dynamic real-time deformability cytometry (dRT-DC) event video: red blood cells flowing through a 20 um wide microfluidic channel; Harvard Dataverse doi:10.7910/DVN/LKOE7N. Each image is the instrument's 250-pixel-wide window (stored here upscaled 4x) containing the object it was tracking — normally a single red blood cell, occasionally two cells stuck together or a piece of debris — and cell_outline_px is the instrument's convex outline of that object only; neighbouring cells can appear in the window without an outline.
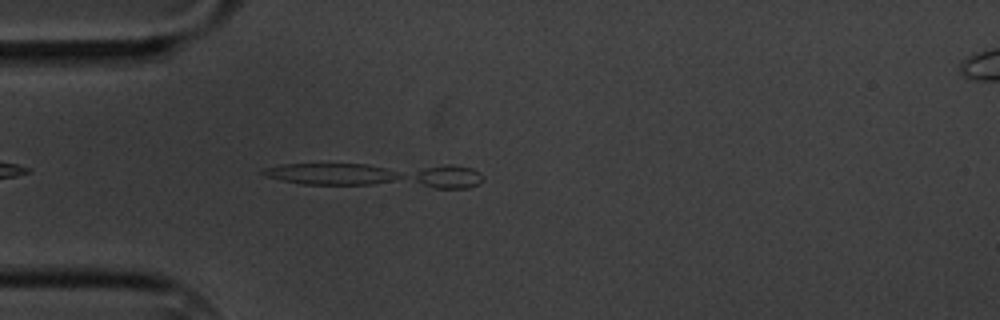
{"species": "common noctule bat (a hibernating species)", "species_latin": "Nyctalus noctula", "temperature_condition": "cold", "stored_images_in_passage": 10, "camera_frame_rate_fps": 3000, "um_per_image_px": 0.085, "animal": {"sex": "male", "body_mass_g": 20.1, "forearm_length_mm": 53.5}, "frame": {"image": 1, "passage_image": 4, "time_ms": 4.333, "image_size_px": [1000, 320], "cell_outline_px": [[484, 180], [480, 184], [468, 188], [432, 188], [300, 184], [268, 176], [260, 172], [264, 168], [284, 164], [452, 164], [472, 168], [480, 172], [484, 176]], "centroid_in_image_um": [32.21, 14.88], "position_along_channel_um": 52.8, "area_um2": 32.54}}